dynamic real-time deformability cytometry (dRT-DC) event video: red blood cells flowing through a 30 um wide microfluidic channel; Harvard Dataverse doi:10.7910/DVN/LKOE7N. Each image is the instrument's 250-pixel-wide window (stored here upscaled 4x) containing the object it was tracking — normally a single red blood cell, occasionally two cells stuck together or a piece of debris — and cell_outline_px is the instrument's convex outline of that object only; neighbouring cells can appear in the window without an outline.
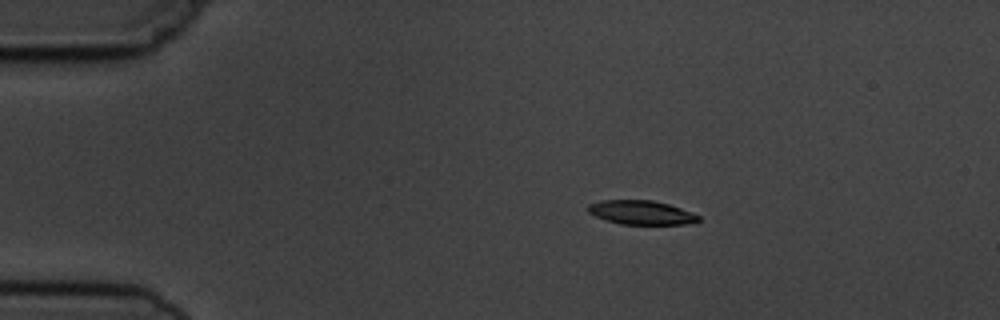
{"species": "common noctule bat (a hibernating species)", "species_latin": "Nyctalus noctula", "temperature_condition": "cold", "stored_images_in_passage": 8, "camera_frame_rate_fps": 3000, "um_per_image_px": 0.085, "animal": {"sex": "male", "body_mass_g": 19.5, "forearm_length_mm": 54.6}, "frame": {"image": 1, "passage_image": 2, "time_ms": 2.0, "image_size_px": [1000, 320], "cell_outline_px": [[700, 220], [696, 224], [620, 224], [596, 216], [588, 212], [588, 204], [600, 200], [652, 200], [668, 204], [692, 212], [700, 216]], "centroid_in_image_um": [54.55, 18.06], "position_along_channel_um": 30.5, "area_um2": 15.49}}
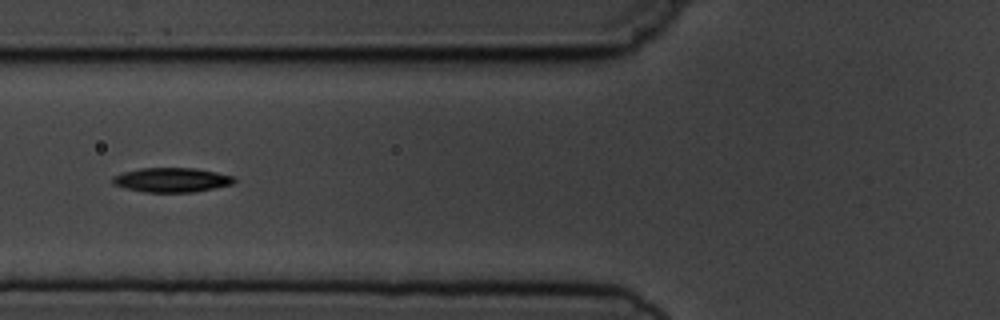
{"frame": {"image": 2, "passage_image": 5, "time_ms": 5.667, "image_size_px": [1000, 320], "cell_outline_px": [[236, 180], [232, 184], [192, 192], [144, 192], [124, 188], [112, 184], [112, 176], [124, 172], [140, 168], [196, 168], [216, 172], [232, 176]], "centroid_in_image_um": [14.54, 15.29], "position_along_channel_um": 111.3, "area_um2": 17.22}}
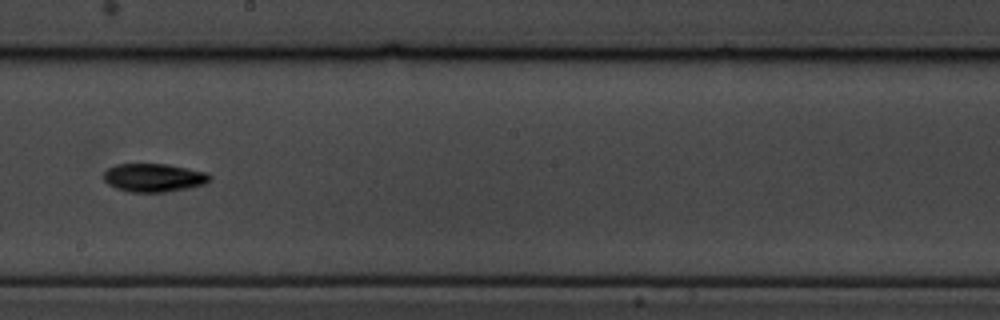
{"frame": {"image": 3, "passage_image": 8, "time_ms": 9.0, "image_size_px": [1000, 320], "cell_outline_px": [[212, 180], [204, 184], [188, 188], [168, 192], [128, 192], [116, 188], [108, 184], [100, 176], [108, 168], [116, 164], [168, 164], [208, 172], [212, 176]], "centroid_in_image_um": [13.08, 15.1], "position_along_channel_um": 235.1, "area_um2": 17.86}}